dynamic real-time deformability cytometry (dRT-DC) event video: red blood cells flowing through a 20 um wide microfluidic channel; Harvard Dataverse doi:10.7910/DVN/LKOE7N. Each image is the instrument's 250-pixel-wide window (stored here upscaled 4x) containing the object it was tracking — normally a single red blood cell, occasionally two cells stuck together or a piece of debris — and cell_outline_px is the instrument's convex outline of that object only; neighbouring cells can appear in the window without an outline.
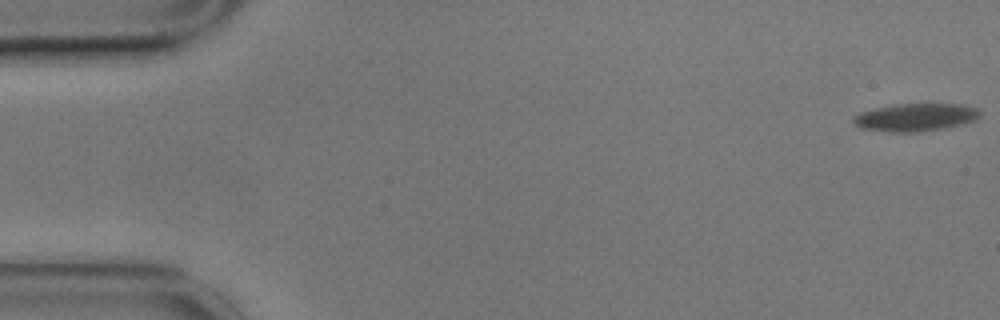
{"species": "common noctule bat (a hibernating species)", "species_latin": "Nyctalus noctula", "temperature_condition": "cold", "stored_images_in_passage": 53, "camera_frame_rate_fps": 3000, "um_per_image_px": 0.085, "animal": {"sex": "male", "body_mass_g": 17.9}, "frame": {"image": 1, "passage_image": 1, "time_ms": 0.0, "image_size_px": [1000, 320], "cell_outline_px": [[980, 116], [976, 120], [964, 124], [916, 132], [888, 132], [860, 128], [852, 124], [852, 116], [860, 112], [892, 104], [964, 104], [976, 108], [980, 112]], "centroid_in_image_um": [77.78, 9.97], "position_along_channel_um": 7.2, "area_um2": 20.63}}
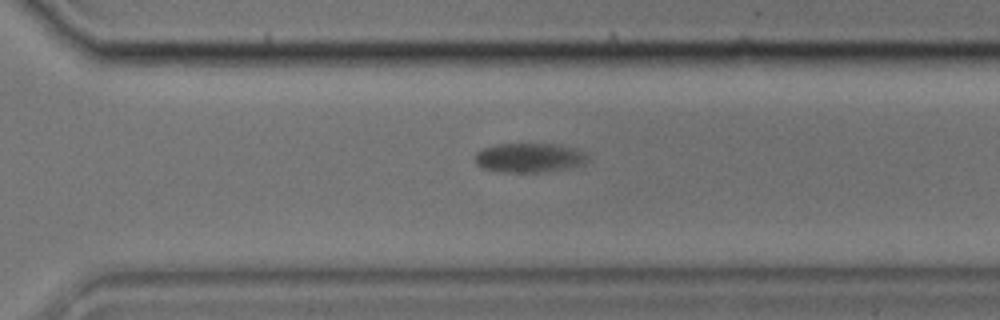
{"frame": {"image": 2, "passage_image": 42, "time_ms": 13.667, "image_size_px": [1000, 320], "cell_outline_px": [[588, 160], [584, 164], [568, 168], [544, 172], [500, 172], [480, 168], [476, 164], [472, 156], [476, 152], [484, 148], [496, 144], [560, 144], [576, 148], [588, 156]], "centroid_in_image_um": [44.95, 13.41], "position_along_channel_um": 325.7, "area_um2": 19.59}}
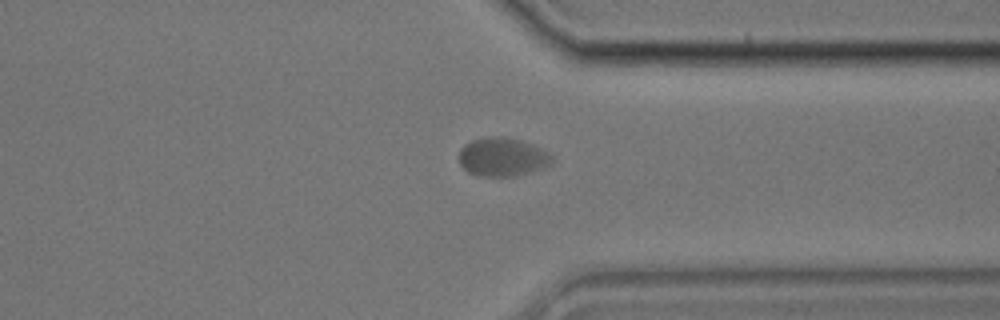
{"frame": {"image": 3, "passage_image": 46, "time_ms": 15.0, "image_size_px": [1000, 320], "cell_outline_px": [[556, 160], [552, 164], [544, 168], [532, 172], [516, 176], [480, 176], [468, 172], [460, 164], [460, 148], [464, 144], [472, 140], [488, 136], [504, 136], [520, 140], [532, 144], [548, 152]], "centroid_in_image_um": [42.74, 13.34], "position_along_channel_um": 368.7, "area_um2": 21.21}, "authors_computed_cell_mechanics": {"area_um2": 20.7502, "velocity_mm_per_s": 3.3244, "shape_relaxation_time_tau1_ms": 2.2629, "shape_relaxation_time_tau2_ms": null, "deformation_change_tau1": 0.0829, "deformation_change_tau2": null}}